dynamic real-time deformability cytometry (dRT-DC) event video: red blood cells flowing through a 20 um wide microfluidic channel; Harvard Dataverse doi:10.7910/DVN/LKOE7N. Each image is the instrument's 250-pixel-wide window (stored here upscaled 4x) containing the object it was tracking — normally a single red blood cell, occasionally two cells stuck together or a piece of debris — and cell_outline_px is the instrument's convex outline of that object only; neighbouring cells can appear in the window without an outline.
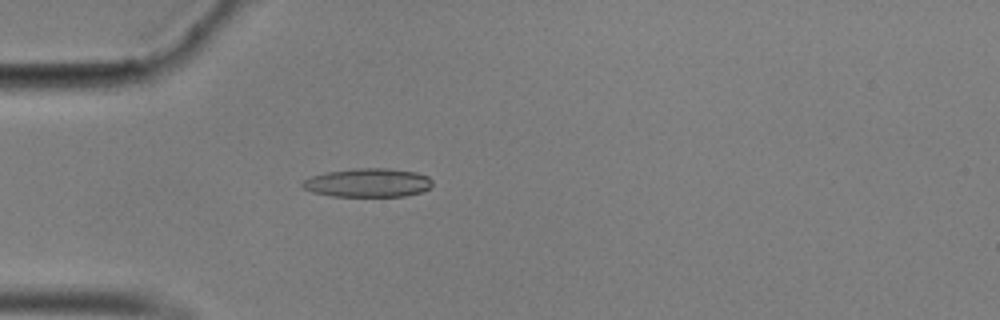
{"species": "common noctule bat (a hibernating species)", "species_latin": "Nyctalus noctula", "temperature_condition": "cold", "stored_images_in_passage": 58, "camera_frame_rate_fps": 3000, "um_per_image_px": 0.085, "animal": {"sex": "male", "body_mass_g": 17.9}, "frame": {"image": 1, "passage_image": 17, "time_ms": 5.333, "image_size_px": [1000, 320], "cell_outline_px": [[432, 184], [428, 188], [420, 192], [404, 196], [332, 196], [312, 192], [304, 188], [300, 184], [304, 180], [312, 176], [324, 172], [352, 168], [388, 168], [416, 172], [428, 176], [432, 180]], "centroid_in_image_um": [31.25, 15.52], "position_along_channel_um": 53.7, "area_um2": 21.79}}
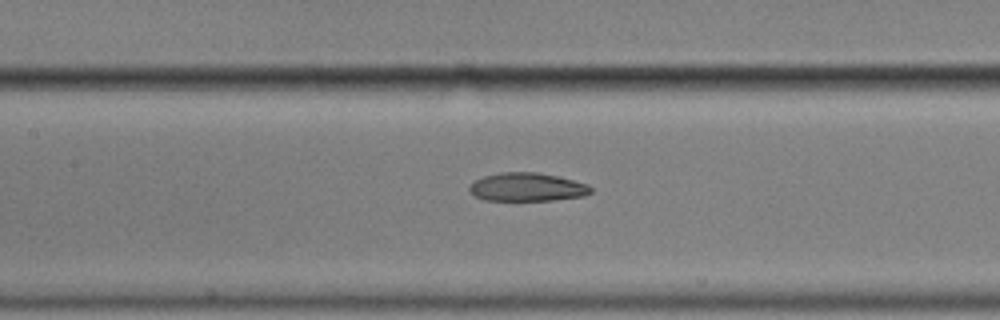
{"frame": {"image": 2, "passage_image": 27, "time_ms": 8.667, "image_size_px": [1000, 320], "cell_outline_px": [[592, 192], [584, 196], [552, 200], [484, 200], [476, 196], [468, 188], [476, 180], [484, 176], [500, 172], [536, 172], [556, 176], [588, 184], [592, 188]], "centroid_in_image_um": [44.83, 15.9], "position_along_channel_um": 162.6, "area_um2": 19.88}}
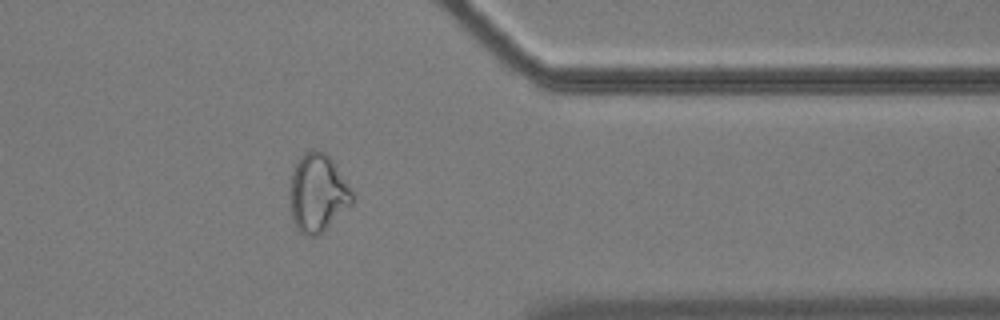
{"frame": {"image": 3, "passage_image": 47, "time_ms": 15.333, "image_size_px": [1000, 320], "cell_outline_px": [[356, 200], [352, 204], [316, 236], [304, 236], [296, 228], [292, 216], [288, 196], [292, 172], [300, 156], [304, 152], [312, 148], [324, 152], [332, 160], [352, 192]], "centroid_in_image_um": [26.97, 16.4], "position_along_channel_um": 384.4, "area_um2": 28.26}, "authors_computed_cell_mechanics": {"area_um2": 21.0103, "velocity_mm_per_s": 3.5033, "shape_relaxation_time_tau1_ms": null, "shape_relaxation_time_tau2_ms": 4.4238, "deformation_change_tau1": null, "deformation_change_tau2": 0.1152}}